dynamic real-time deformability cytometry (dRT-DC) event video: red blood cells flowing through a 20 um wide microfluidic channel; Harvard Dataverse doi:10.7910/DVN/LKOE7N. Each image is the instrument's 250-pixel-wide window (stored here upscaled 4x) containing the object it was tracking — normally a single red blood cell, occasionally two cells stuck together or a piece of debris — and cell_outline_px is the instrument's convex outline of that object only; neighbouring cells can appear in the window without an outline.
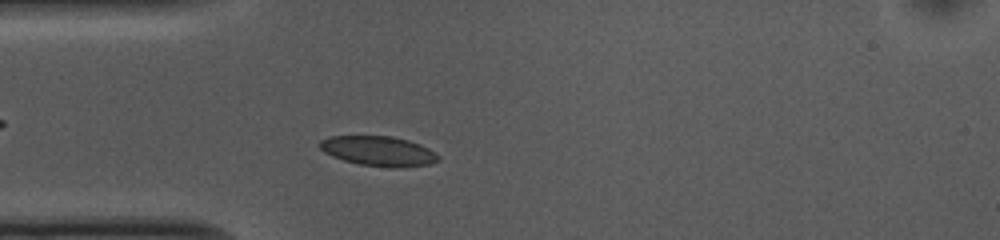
{"species": "common noctule bat (a hibernating species)", "species_latin": "Nyctalus noctula", "temperature_condition": "cold", "stored_images_in_passage": 43, "camera_frame_rate_fps": 3000, "um_per_image_px": 0.085, "animal": {"sex": "female", "body_mass_g": 10.0, "forearm_length_mm": 53.1}, "frame": {"image": 1, "passage_image": 7, "time_ms": 2.0, "image_size_px": [1000, 240], "cell_outline_px": [[440, 160], [428, 164], [396, 168], [392, 168], [360, 164], [344, 160], [332, 156], [324, 152], [316, 144], [320, 140], [328, 136], [392, 136], [408, 140], [420, 144], [436, 152], [440, 156]], "centroid_in_image_um": [32.16, 12.83], "position_along_channel_um": 52.8, "area_um2": 20.75}}
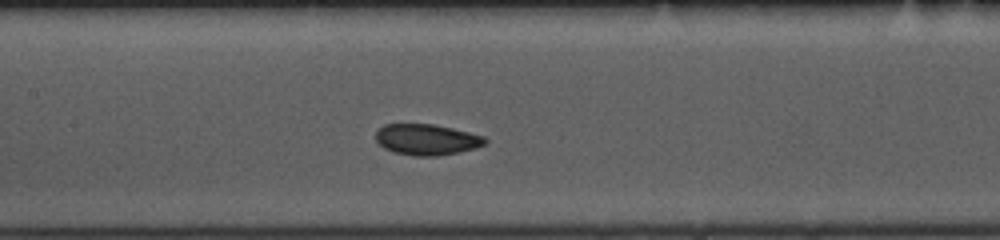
{"frame": {"image": 2, "passage_image": 17, "time_ms": 5.333, "image_size_px": [1000, 240], "cell_outline_px": [[488, 140], [484, 144], [476, 148], [436, 156], [416, 156], [396, 152], [384, 148], [376, 140], [376, 132], [384, 124], [432, 124], [452, 128], [484, 136]], "centroid_in_image_um": [36.27, 11.85], "position_along_channel_um": 171.1, "area_um2": 19.48}}
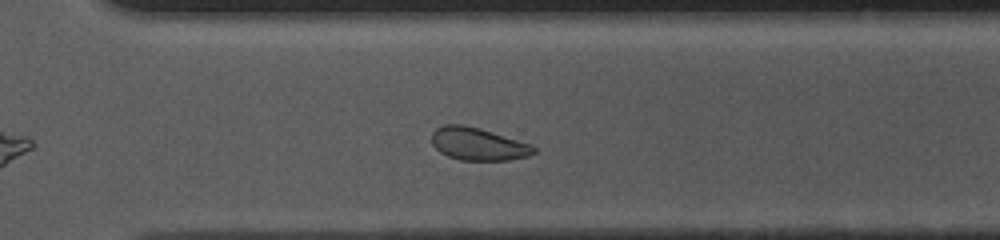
{"frame": {"image": 3, "passage_image": 30, "time_ms": 9.667, "image_size_px": [1000, 240], "cell_outline_px": [[536, 152], [528, 156], [508, 160], [460, 160], [448, 156], [440, 152], [432, 144], [432, 132], [436, 128], [444, 124], [464, 124], [480, 128], [532, 144], [536, 148]], "centroid_in_image_um": [40.64, 12.23], "position_along_channel_um": 330.0, "area_um2": 19.54}, "authors_computed_cell_mechanics": {"area_um2": 20.23, "velocity_mm_per_s": 3.6747, "shape_relaxation_time_tau1_ms": null, "shape_relaxation_time_tau2_ms": 5.2848, "deformation_change_tau1": null, "deformation_change_tau2": 0.0718}}